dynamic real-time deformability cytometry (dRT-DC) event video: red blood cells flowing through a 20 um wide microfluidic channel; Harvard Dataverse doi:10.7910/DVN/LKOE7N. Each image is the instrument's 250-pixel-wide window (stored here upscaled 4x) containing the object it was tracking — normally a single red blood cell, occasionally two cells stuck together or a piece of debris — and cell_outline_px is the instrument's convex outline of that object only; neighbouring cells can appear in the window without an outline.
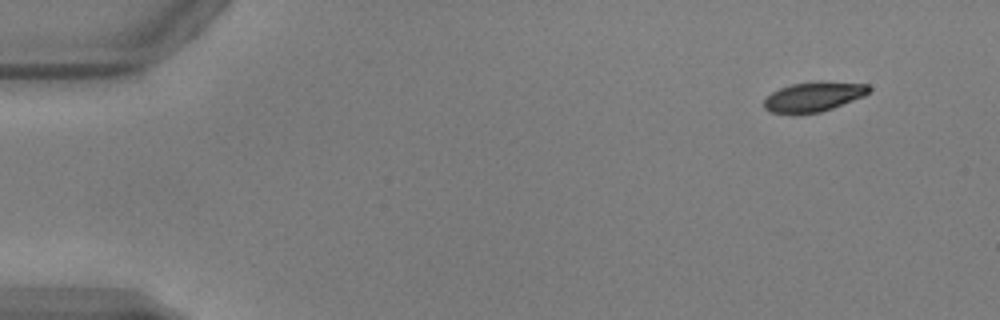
{"species": "common noctule bat (a hibernating species)", "species_latin": "Nyctalus noctula", "temperature_condition": "warm", "stored_images_in_passage": 9, "camera_frame_rate_fps": 3000, "um_per_image_px": 0.085, "animal": {"sex": "male", "body_mass_g": 17.9, "forearm_length_mm": 54.2}, "frame": {"image": 1, "passage_image": 1, "time_ms": 0.0, "image_size_px": [1000, 320], "cell_outline_px": [[872, 88], [864, 96], [832, 108], [820, 112], [772, 112], [764, 108], [764, 100], [772, 92], [780, 88], [792, 84], [820, 80], [868, 84]], "centroid_in_image_um": [69.2, 8.18], "position_along_channel_um": 15.8, "area_um2": 17.92}}